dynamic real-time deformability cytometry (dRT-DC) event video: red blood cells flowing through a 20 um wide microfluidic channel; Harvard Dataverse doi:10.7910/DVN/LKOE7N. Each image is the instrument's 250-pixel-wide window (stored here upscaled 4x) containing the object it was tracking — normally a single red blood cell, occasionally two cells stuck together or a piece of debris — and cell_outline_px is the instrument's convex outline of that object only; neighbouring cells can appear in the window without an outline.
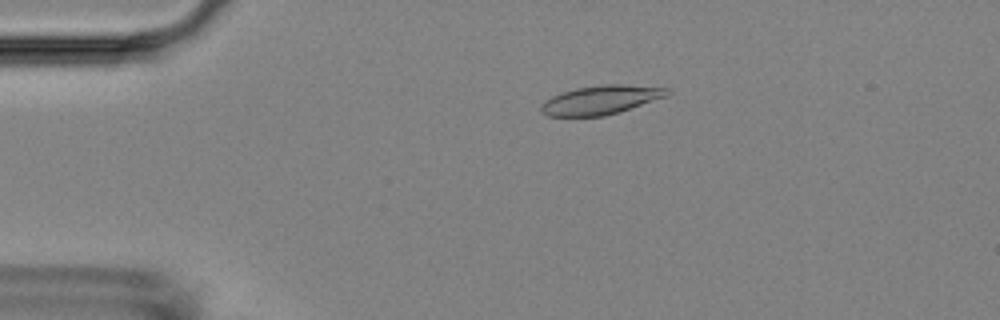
{"species": "Egyptian fruit bat (a non-hibernating species)", "species_latin": "Rousettus aegyptiacus", "temperature_condition": "room temperature", "stored_images_in_passage": 42, "camera_frame_rate_fps": 3000, "um_per_image_px": 0.085, "animal": {"sex": "female"}, "frame": {"image": 1, "passage_image": 10, "time_ms": 3.0, "image_size_px": [1000, 320], "cell_outline_px": [[672, 92], [668, 96], [620, 112], [604, 116], [548, 116], [540, 112], [540, 104], [544, 100], [552, 96], [576, 88], [600, 84], [624, 84], [668, 88]], "centroid_in_image_um": [51.08, 8.49], "position_along_channel_um": 33.9, "area_um2": 21.5}}
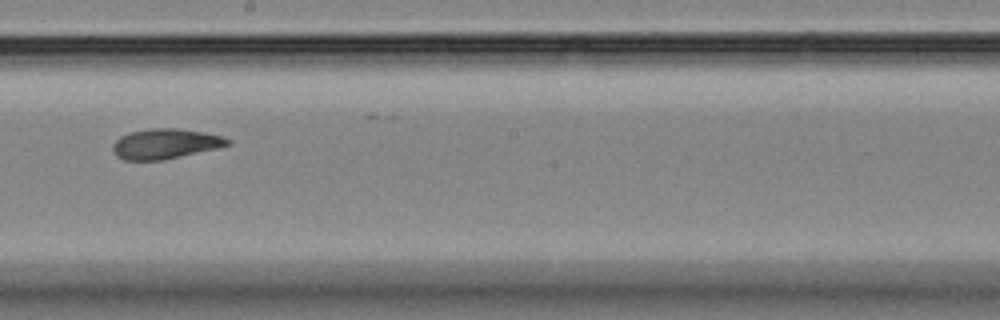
{"frame": {"image": 2, "passage_image": 30, "time_ms": 9.667, "image_size_px": [1000, 320], "cell_outline_px": [[232, 144], [216, 148], [164, 160], [124, 160], [116, 156], [112, 148], [112, 144], [120, 136], [128, 132], [148, 128], [176, 128], [204, 132], [220, 136], [232, 140]], "centroid_in_image_um": [14.02, 12.21], "position_along_channel_um": 234.2, "area_um2": 20.23}}
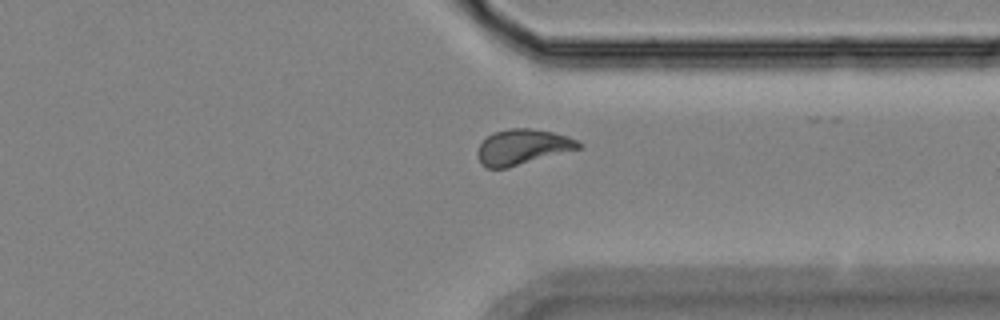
{"frame": {"image": 3, "passage_image": 41, "time_ms": 13.333, "image_size_px": [1000, 320], "cell_outline_px": [[584, 144], [580, 148], [508, 168], [484, 168], [480, 164], [476, 152], [480, 144], [492, 132], [508, 128], [532, 128], [552, 132], [568, 136]], "centroid_in_image_um": [44.38, 12.49], "position_along_channel_um": 367.0, "area_um2": 20.98}}